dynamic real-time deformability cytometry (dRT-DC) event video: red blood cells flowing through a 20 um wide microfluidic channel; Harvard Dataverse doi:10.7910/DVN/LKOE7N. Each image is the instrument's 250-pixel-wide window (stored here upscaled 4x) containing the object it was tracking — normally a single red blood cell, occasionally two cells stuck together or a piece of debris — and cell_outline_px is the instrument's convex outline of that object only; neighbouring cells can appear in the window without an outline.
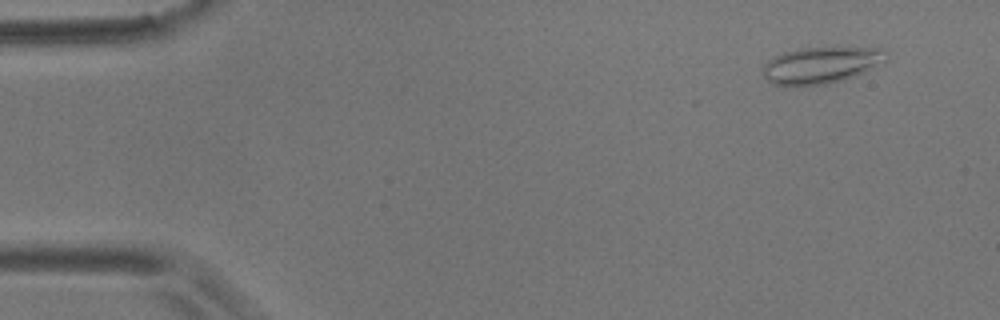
{"species": "common noctule bat (a hibernating species)", "species_latin": "Nyctalus noctula", "temperature_condition": "room temperature", "stored_images_in_passage": 13, "camera_frame_rate_fps": 3000, "um_per_image_px": 0.085, "animal": {"sex": "male", "body_mass_g": 17.9}, "frame": {"image": 1, "passage_image": 4, "time_ms": 1.0, "image_size_px": [1000, 320], "cell_outline_px": [[888, 52], [884, 60], [872, 68], [856, 76], [824, 84], [772, 84], [760, 72], [764, 64], [768, 60], [784, 52], [800, 48], [880, 48]], "centroid_in_image_um": [69.76, 5.52], "position_along_channel_um": 15.2, "area_um2": 25.66}}